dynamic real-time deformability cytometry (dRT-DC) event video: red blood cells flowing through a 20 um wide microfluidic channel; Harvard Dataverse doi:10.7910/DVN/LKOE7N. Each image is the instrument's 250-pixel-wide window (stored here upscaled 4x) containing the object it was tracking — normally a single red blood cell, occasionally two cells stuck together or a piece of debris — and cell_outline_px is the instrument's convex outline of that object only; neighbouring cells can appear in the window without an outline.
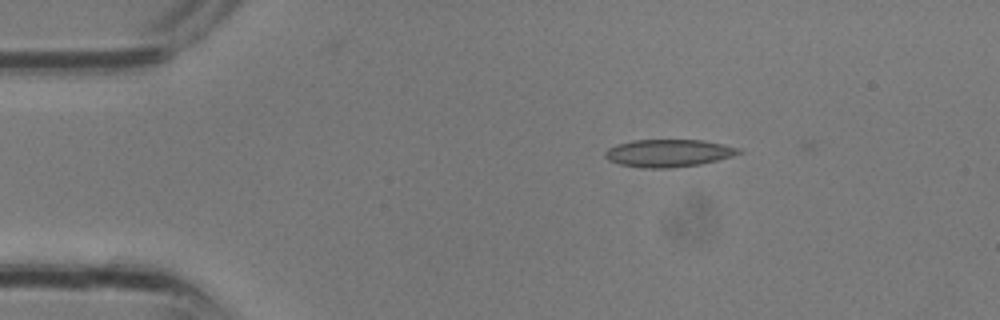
{"species": "common noctule bat (a hibernating species)", "species_latin": "Nyctalus noctula", "temperature_condition": "room temperature", "stored_images_in_passage": 26, "camera_frame_rate_fps": 3000, "um_per_image_px": 0.085, "animal": {"sex": "male", "body_mass_g": 13.3}, "frame": {"image": 1, "passage_image": 1, "time_ms": 0.0, "image_size_px": [1000, 320], "cell_outline_px": [[744, 152], [732, 156], [700, 164], [668, 168], [644, 168], [620, 164], [608, 160], [604, 156], [604, 152], [608, 148], [616, 144], [632, 140], [704, 140], [740, 148]], "centroid_in_image_um": [56.8, 13.01], "position_along_channel_um": 28.2, "area_um2": 21.44}}
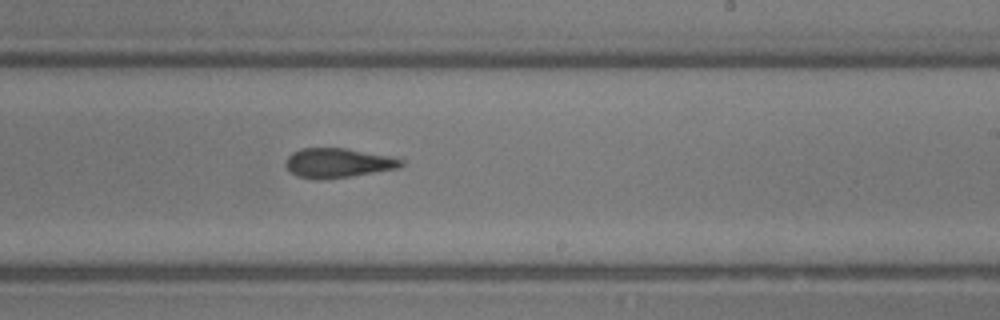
{"frame": {"image": 2, "passage_image": 14, "time_ms": 4.333, "image_size_px": [1000, 320], "cell_outline_px": [[404, 164], [396, 168], [352, 176], [320, 180], [316, 180], [296, 176], [284, 164], [288, 156], [292, 152], [304, 148], [344, 148], [388, 156], [404, 160]], "centroid_in_image_um": [28.68, 13.86], "position_along_channel_um": 260.3, "area_um2": 19.65}}
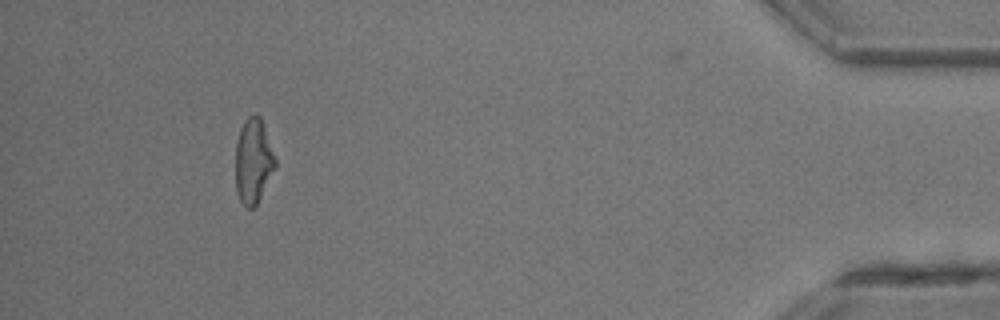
{"frame": {"image": 3, "passage_image": 24, "time_ms": 7.667, "image_size_px": [1000, 320], "cell_outline_px": [[276, 168], [256, 204], [252, 208], [248, 208], [240, 200], [236, 192], [236, 144], [240, 128], [244, 120], [248, 116], [260, 116], [276, 160]], "centroid_in_image_um": [21.52, 13.69], "position_along_channel_um": 413.7, "area_um2": 19.36}}